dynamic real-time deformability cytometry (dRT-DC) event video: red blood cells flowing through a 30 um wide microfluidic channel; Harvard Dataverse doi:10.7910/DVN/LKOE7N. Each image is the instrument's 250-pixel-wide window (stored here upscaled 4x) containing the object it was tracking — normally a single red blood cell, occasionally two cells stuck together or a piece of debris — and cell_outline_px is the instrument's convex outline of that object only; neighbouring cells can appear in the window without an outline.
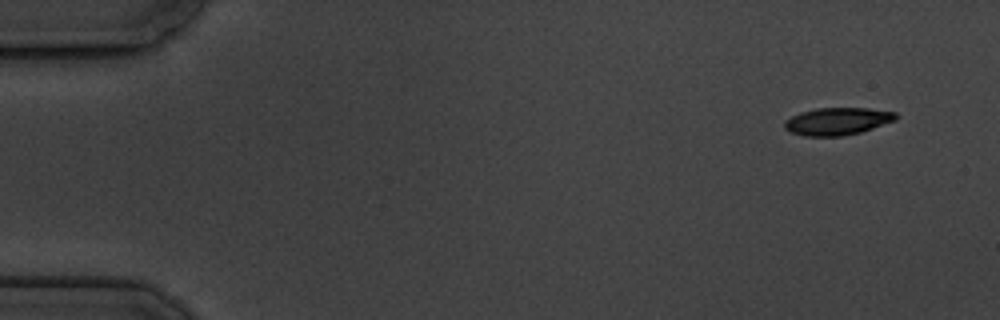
{"species": "common noctule bat (a hibernating species)", "species_latin": "Nyctalus noctula", "temperature_condition": "cold", "stored_images_in_passage": 6, "camera_frame_rate_fps": 3000, "um_per_image_px": 0.085, "animal": {"sex": "male", "body_mass_g": 19.5, "forearm_length_mm": 54.6}, "frame": {"image": 1, "passage_image": 1, "time_ms": 0.0, "image_size_px": [1000, 320], "cell_outline_px": [[900, 116], [896, 120], [860, 132], [840, 136], [804, 136], [792, 132], [784, 128], [784, 120], [800, 112], [816, 108], [868, 108], [896, 112]], "centroid_in_image_um": [71.19, 10.3], "position_along_channel_um": 13.8, "area_um2": 17.8}}
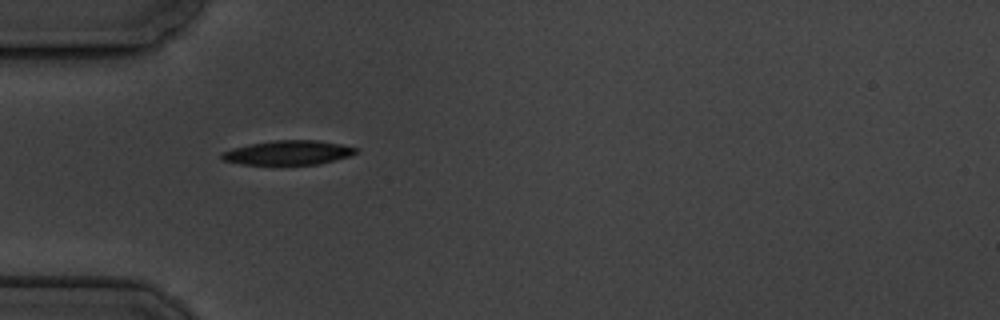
{"frame": {"image": 2, "passage_image": 5, "time_ms": 4.667, "image_size_px": [1000, 320], "cell_outline_px": [[360, 148], [356, 152], [348, 156], [320, 164], [240, 164], [224, 160], [220, 156], [220, 152], [232, 148], [252, 144], [276, 140], [316, 140], [340, 144]], "centroid_in_image_um": [24.49, 12.97], "position_along_channel_um": 60.5, "area_um2": 18.79}}